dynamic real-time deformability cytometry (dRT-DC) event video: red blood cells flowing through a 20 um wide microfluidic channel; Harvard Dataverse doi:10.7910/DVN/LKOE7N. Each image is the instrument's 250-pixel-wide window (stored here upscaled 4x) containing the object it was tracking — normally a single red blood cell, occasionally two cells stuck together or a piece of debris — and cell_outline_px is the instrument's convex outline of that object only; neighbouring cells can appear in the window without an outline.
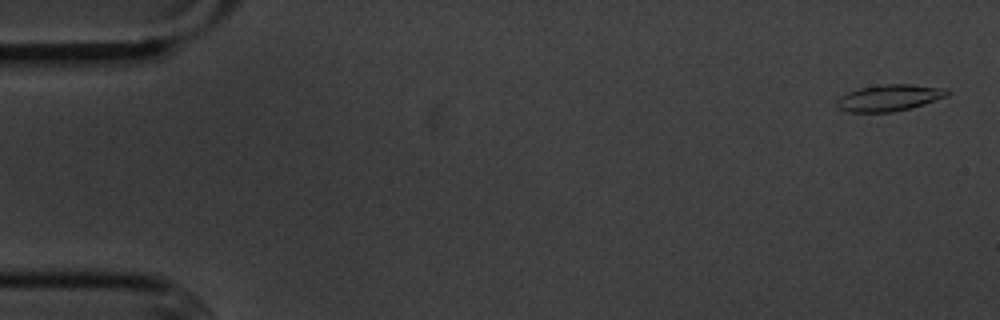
{"species": "common noctule bat (a hibernating species)", "species_latin": "Nyctalus noctula", "temperature_condition": "cold", "stored_images_in_passage": 6, "camera_frame_rate_fps": 3000, "um_per_image_px": 0.085, "animal": {"sex": "male", "body_mass_g": 20.1, "forearm_length_mm": 53.5}, "frame": {"image": 1, "passage_image": 1, "time_ms": 0.0, "image_size_px": [1000, 320], "cell_outline_px": [[952, 92], [948, 96], [912, 108], [892, 112], [848, 112], [836, 108], [836, 100], [840, 96], [848, 92], [860, 88], [880, 84], [912, 84], [948, 88]], "centroid_in_image_um": [75.61, 8.31], "position_along_channel_um": 9.4, "area_um2": 17.4}}
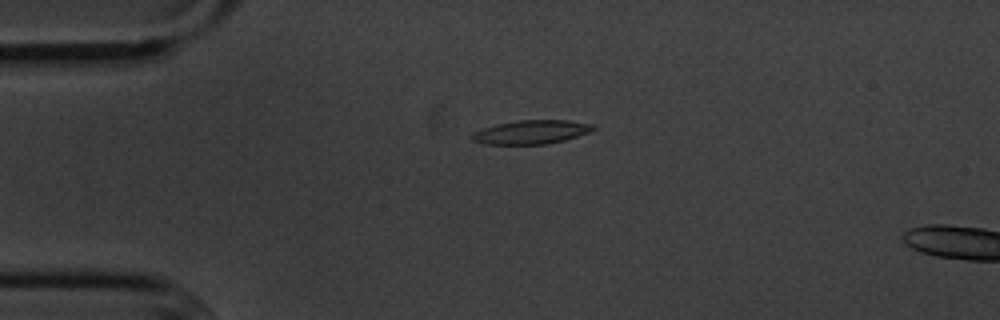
{"frame": {"image": 2, "passage_image": 4, "time_ms": 3.667, "image_size_px": [1000, 320], "cell_outline_px": [[596, 128], [588, 132], [564, 140], [544, 144], [484, 144], [472, 140], [472, 132], [496, 124], [520, 120], [568, 120], [596, 124]], "centroid_in_image_um": [45.17, 11.22], "position_along_channel_um": 39.8, "area_um2": 16.7}}